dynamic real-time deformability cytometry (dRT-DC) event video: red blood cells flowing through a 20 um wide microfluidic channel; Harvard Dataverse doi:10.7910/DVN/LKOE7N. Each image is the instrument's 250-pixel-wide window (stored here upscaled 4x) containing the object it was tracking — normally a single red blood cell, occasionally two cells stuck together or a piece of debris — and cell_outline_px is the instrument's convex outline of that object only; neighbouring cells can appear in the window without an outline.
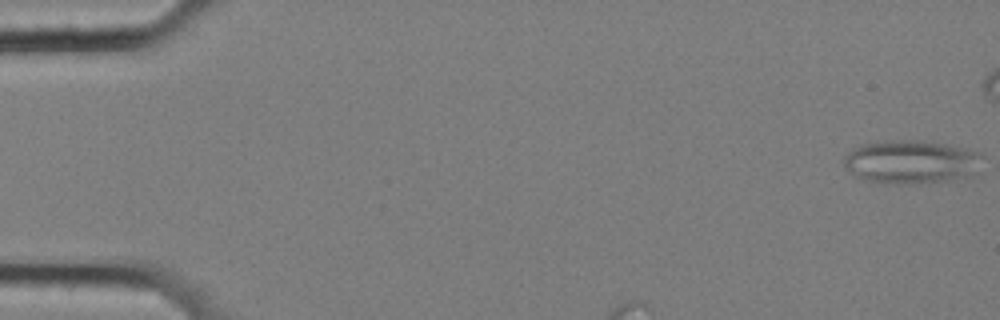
{"species": "common noctule bat (a hibernating species)", "species_latin": "Nyctalus noctula", "temperature_condition": "cold", "stored_images_in_passage": 11, "camera_frame_rate_fps": 3000, "um_per_image_px": 0.085, "animal": {"sex": "female", "body_mass_g": 25.1}, "frame": {"image": 1, "passage_image": 1, "time_ms": 0.0, "image_size_px": [1000, 320], "cell_outline_px": [[984, 156], [972, 172], [968, 176], [948, 180], [872, 180], [852, 176], [844, 164], [844, 156], [852, 148], [860, 144], [892, 140], [920, 140], [968, 148], [980, 152]], "centroid_in_image_um": [77.42, 13.67], "position_along_channel_um": 7.6, "area_um2": 33.58}}